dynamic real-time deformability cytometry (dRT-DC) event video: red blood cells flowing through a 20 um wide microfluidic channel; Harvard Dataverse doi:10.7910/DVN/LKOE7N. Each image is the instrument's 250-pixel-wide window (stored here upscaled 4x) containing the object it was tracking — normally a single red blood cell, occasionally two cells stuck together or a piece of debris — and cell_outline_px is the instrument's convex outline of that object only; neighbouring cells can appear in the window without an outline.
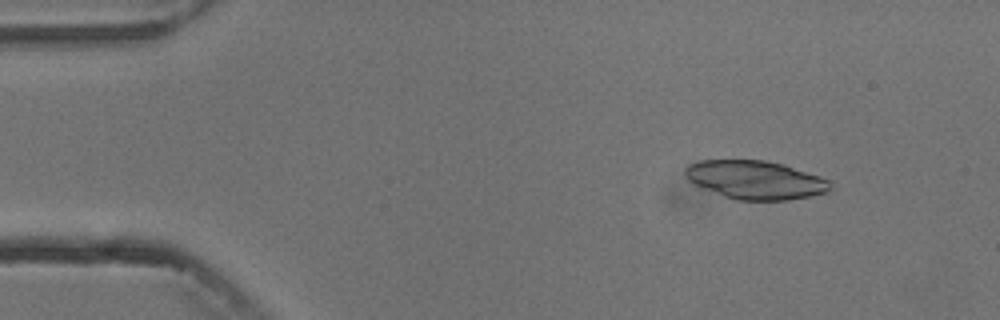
{"species": "common noctule bat (a hibernating species)", "species_latin": "Nyctalus noctula", "temperature_condition": "cold", "stored_images_in_passage": 8, "camera_frame_rate_fps": 3000, "um_per_image_px": 0.085, "animal": {"sex": "male", "body_mass_g": 13.3}, "frame": {"image": 1, "passage_image": 2, "time_ms": 1.333, "image_size_px": [1000, 320], "cell_outline_px": [[832, 188], [828, 192], [788, 200], [736, 200], [724, 196], [696, 184], [688, 180], [684, 176], [684, 168], [688, 164], [700, 160], [764, 160], [784, 164], [820, 176], [828, 180]], "centroid_in_image_um": [64.2, 15.28], "position_along_channel_um": 20.8, "area_um2": 32.48}}